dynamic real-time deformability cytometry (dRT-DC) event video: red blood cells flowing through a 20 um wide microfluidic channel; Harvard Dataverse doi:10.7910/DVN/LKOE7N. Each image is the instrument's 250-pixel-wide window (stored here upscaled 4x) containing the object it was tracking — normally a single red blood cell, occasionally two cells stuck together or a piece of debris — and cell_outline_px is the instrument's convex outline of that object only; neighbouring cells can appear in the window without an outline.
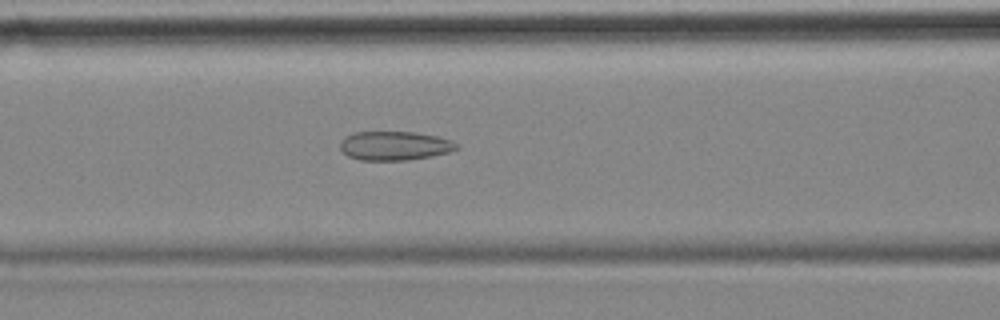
{"species": "common noctule bat (a hibernating species)", "species_latin": "Nyctalus noctula", "temperature_condition": "cold", "stored_images_in_passage": 56, "camera_frame_rate_fps": 3000, "um_per_image_px": 0.085, "animal": {"sex": "female", "body_mass_g": 18.4}, "frame": {"image": 1, "passage_image": 22, "time_ms": 7.0, "image_size_px": [1000, 320], "cell_outline_px": [[460, 148], [448, 152], [432, 156], [408, 160], [360, 160], [348, 156], [340, 148], [340, 140], [356, 132], [412, 132], [436, 136], [452, 140], [460, 144]], "centroid_in_image_um": [33.58, 12.39], "position_along_channel_um": 133.0, "area_um2": 19.65}}
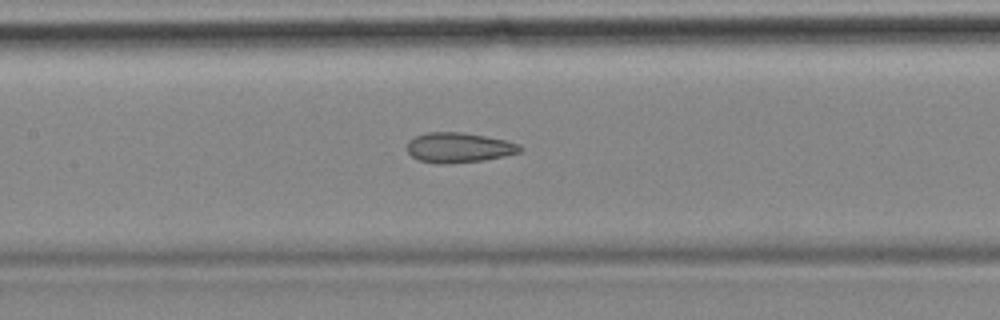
{"frame": {"image": 2, "passage_image": 25, "time_ms": 8.0, "image_size_px": [1000, 320], "cell_outline_px": [[524, 148], [520, 152], [504, 156], [484, 160], [444, 164], [436, 164], [420, 160], [412, 156], [408, 152], [408, 140], [424, 132], [460, 132], [508, 140], [520, 144]], "centroid_in_image_um": [39.02, 12.54], "position_along_channel_um": 168.4, "area_um2": 19.83}}
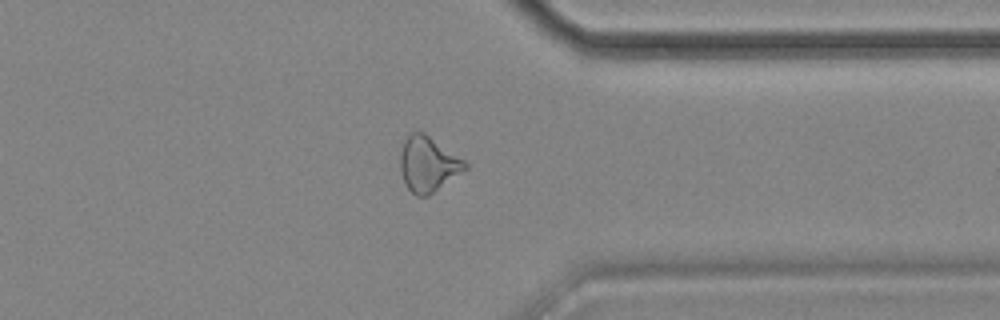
{"frame": {"image": 3, "passage_image": 43, "time_ms": 14.0, "image_size_px": [1000, 320], "cell_outline_px": [[468, 168], [428, 196], [416, 196], [408, 188], [400, 172], [400, 152], [404, 140], [412, 132], [424, 132], [464, 160], [468, 164]], "centroid_in_image_um": [36.37, 13.95], "position_along_channel_um": 375.0, "area_um2": 20.69}, "authors_computed_cell_mechanics": {"area_um2": 21.4438, "velocity_mm_per_s": 3.5388, "shape_relaxation_time_tau1_ms": null, "shape_relaxation_time_tau2_ms": 2.3546, "deformation_change_tau1": null, "deformation_change_tau2": 0.1139}}